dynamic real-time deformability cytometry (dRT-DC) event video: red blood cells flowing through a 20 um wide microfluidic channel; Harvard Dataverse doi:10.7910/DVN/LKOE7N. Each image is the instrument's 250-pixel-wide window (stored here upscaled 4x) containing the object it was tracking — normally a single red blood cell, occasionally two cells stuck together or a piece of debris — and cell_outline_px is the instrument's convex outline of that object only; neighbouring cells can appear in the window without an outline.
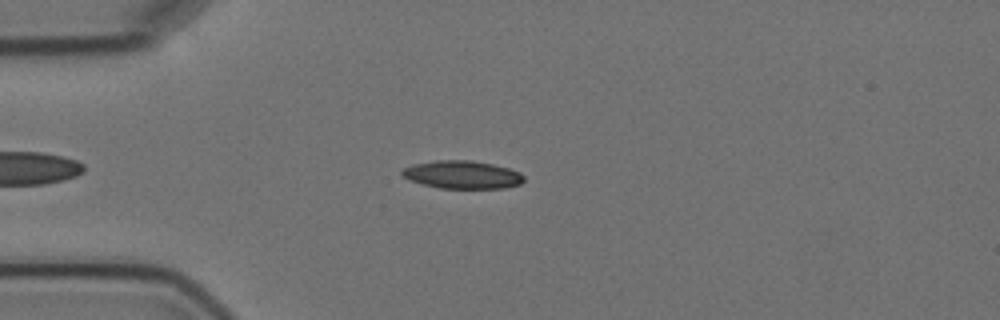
{"species": "Egyptian fruit bat (a non-hibernating species)", "species_latin": "Rousettus aegyptiacus", "temperature_condition": "cold", "stored_images_in_passage": 6, "camera_frame_rate_fps": 3000, "um_per_image_px": 0.085, "animal": {"sex": "female"}, "frame": {"image": 1, "passage_image": 3, "time_ms": 2.333, "image_size_px": [1000, 320], "cell_outline_px": [[524, 180], [520, 184], [504, 188], [440, 188], [424, 184], [412, 180], [404, 176], [400, 172], [404, 168], [412, 164], [436, 160], [472, 160], [492, 164], [508, 168], [520, 172], [524, 176]], "centroid_in_image_um": [39.32, 14.84], "position_along_channel_um": 45.7, "area_um2": 19.71}}
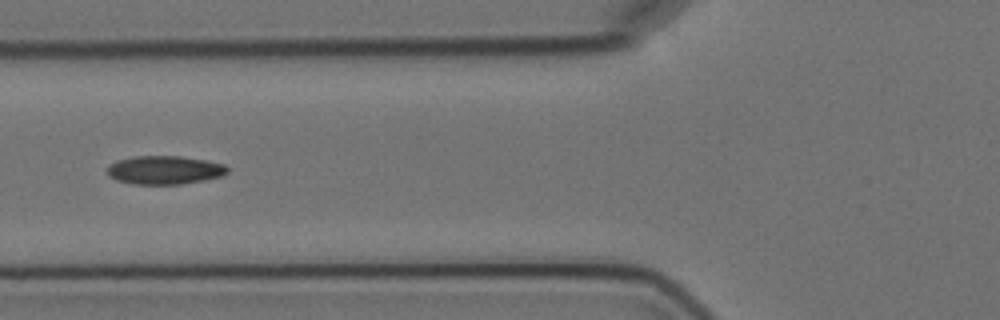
{"frame": {"image": 2, "passage_image": 5, "time_ms": 4.667, "image_size_px": [1000, 320], "cell_outline_px": [[228, 172], [224, 176], [204, 180], [180, 184], [132, 184], [116, 180], [108, 176], [108, 164], [116, 160], [136, 156], [180, 156], [204, 160], [224, 164], [228, 168]], "centroid_in_image_um": [13.98, 14.45], "position_along_channel_um": 111.8, "area_um2": 20.06}}
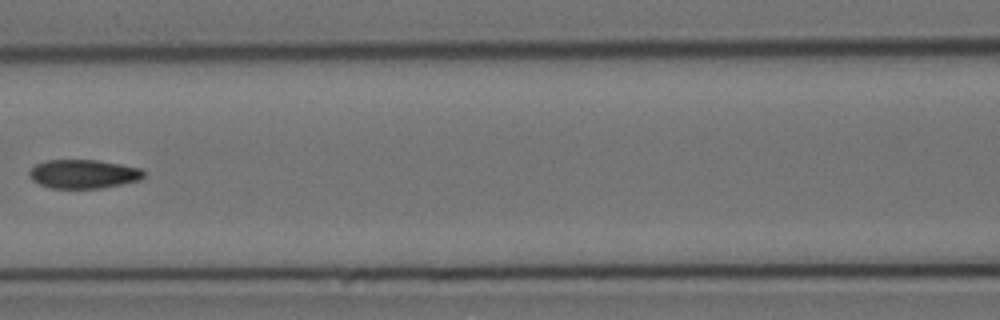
{"frame": {"image": 3, "passage_image": 6, "time_ms": 6.0, "image_size_px": [1000, 320], "cell_outline_px": [[144, 176], [140, 180], [100, 188], [52, 188], [40, 184], [32, 180], [28, 172], [36, 164], [44, 160], [96, 160], [120, 164], [140, 168], [144, 172]], "centroid_in_image_um": [7.08, 14.78], "position_along_channel_um": 159.5, "area_um2": 19.07}}